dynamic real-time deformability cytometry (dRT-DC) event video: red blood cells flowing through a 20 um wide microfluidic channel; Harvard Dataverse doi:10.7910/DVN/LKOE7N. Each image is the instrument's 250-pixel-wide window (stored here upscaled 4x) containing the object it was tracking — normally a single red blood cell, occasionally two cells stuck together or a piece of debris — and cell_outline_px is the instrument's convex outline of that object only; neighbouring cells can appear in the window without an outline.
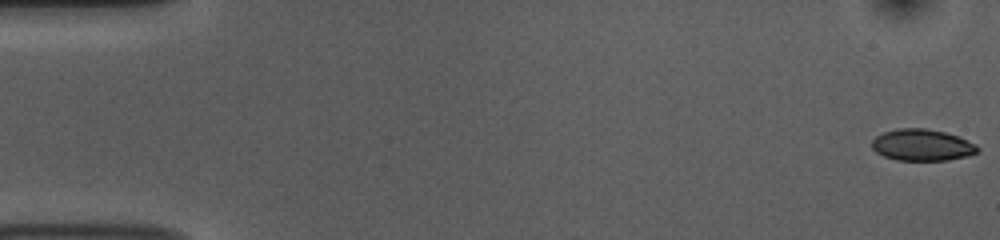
{"species": "common noctule bat (a hibernating species)", "species_latin": "Nyctalus noctula", "temperature_condition": "room temperature", "stored_images_in_passage": 52, "camera_frame_rate_fps": 3000, "um_per_image_px": 0.085, "animal": {"sex": "female", "body_mass_g": 10.0, "forearm_length_mm": 53.1}, "frame": {"image": 1, "passage_image": 1, "time_ms": 0.0, "image_size_px": [1000, 240], "cell_outline_px": [[980, 148], [976, 152], [964, 156], [948, 160], [896, 160], [884, 156], [876, 152], [872, 148], [872, 140], [876, 136], [884, 132], [900, 128], [924, 128], [944, 132], [956, 136], [976, 144]], "centroid_in_image_um": [78.34, 12.32], "position_along_channel_um": 6.7, "area_um2": 19.19}}
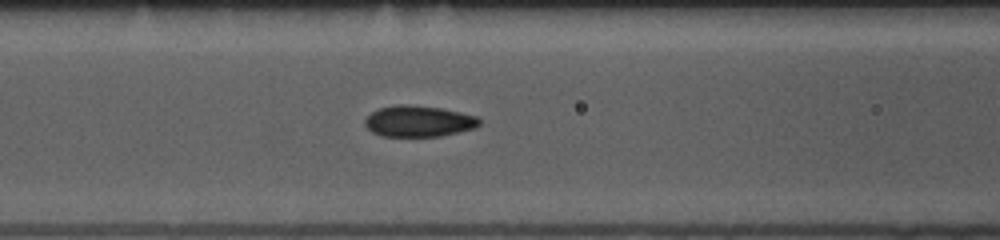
{"frame": {"image": 2, "passage_image": 22, "time_ms": 7.0, "image_size_px": [1000, 240], "cell_outline_px": [[480, 124], [476, 128], [440, 136], [384, 136], [372, 132], [364, 124], [364, 120], [372, 112], [380, 108], [404, 104], [408, 104], [440, 108], [460, 112], [476, 116], [480, 120]], "centroid_in_image_um": [35.6, 10.31], "position_along_channel_um": 131.0, "area_um2": 20.58}}
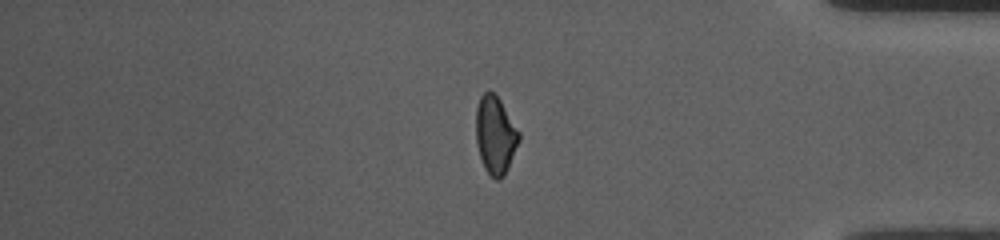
{"frame": {"image": 3, "passage_image": 45, "time_ms": 14.667, "image_size_px": [1000, 240], "cell_outline_px": [[520, 140], [508, 168], [504, 176], [500, 180], [496, 180], [484, 168], [480, 156], [476, 140], [476, 108], [480, 96], [484, 92], [492, 92], [500, 100], [520, 132]], "centroid_in_image_um": [42.11, 11.49], "position_along_channel_um": 393.1, "area_um2": 19.42}}